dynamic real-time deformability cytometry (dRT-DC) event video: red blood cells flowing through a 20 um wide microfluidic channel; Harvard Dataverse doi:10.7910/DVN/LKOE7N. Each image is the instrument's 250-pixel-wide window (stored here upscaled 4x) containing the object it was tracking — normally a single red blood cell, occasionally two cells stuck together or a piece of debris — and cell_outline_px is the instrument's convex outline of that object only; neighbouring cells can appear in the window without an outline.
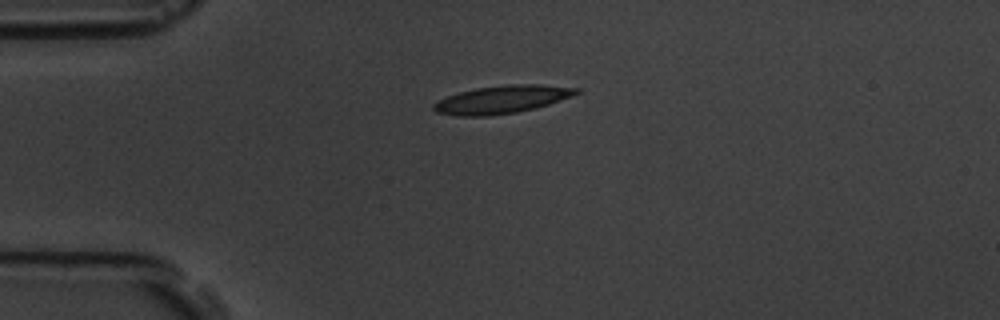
{"species": "common noctule bat (a hibernating species)", "species_latin": "Nyctalus noctula", "temperature_condition": "room temperature", "stored_images_in_passage": 2, "camera_frame_rate_fps": 3000, "um_per_image_px": 0.085, "animal": {"sex": "male", "body_mass_g": 19.5, "forearm_length_mm": 54.6}, "frame": {"image": 1, "passage_image": 1, "time_ms": 0.0, "image_size_px": [1000, 320], "cell_outline_px": [[580, 92], [572, 96], [536, 108], [516, 112], [488, 116], [456, 116], [436, 112], [432, 108], [432, 104], [448, 96], [460, 92], [476, 88], [508, 84], [540, 84], [580, 88]], "centroid_in_image_um": [42.67, 8.45], "position_along_channel_um": 42.3, "area_um2": 23.12}}